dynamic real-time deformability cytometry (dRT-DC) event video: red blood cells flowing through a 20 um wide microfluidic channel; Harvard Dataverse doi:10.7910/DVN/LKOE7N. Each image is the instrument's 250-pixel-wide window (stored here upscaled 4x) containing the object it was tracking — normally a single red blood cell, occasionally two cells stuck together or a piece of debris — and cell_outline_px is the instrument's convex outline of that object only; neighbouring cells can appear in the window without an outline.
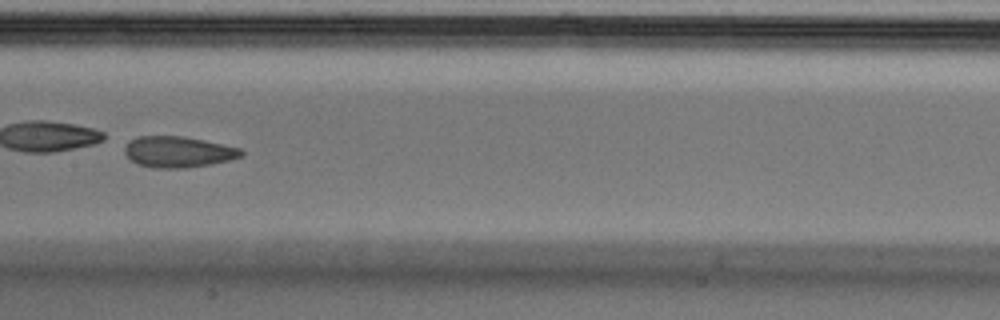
{"species": "Egyptian fruit bat (a non-hibernating species)", "species_latin": "Rousettus aegyptiacus", "temperature_condition": "cold", "stored_images_in_passage": 11, "camera_frame_rate_fps": 3000, "um_per_image_px": 0.085, "animal": {"sex": "male"}, "frame": {"image": 1, "passage_image": 7, "time_ms": 2.0, "image_size_px": [1000, 320], "cell_outline_px": [[244, 152], [240, 156], [228, 160], [208, 164], [184, 168], [152, 168], [140, 164], [132, 160], [124, 152], [124, 148], [128, 140], [136, 136], [184, 136], [204, 140], [240, 148]], "centroid_in_image_um": [15.1, 12.89], "position_along_channel_um": 192.3, "area_um2": 20.92}}